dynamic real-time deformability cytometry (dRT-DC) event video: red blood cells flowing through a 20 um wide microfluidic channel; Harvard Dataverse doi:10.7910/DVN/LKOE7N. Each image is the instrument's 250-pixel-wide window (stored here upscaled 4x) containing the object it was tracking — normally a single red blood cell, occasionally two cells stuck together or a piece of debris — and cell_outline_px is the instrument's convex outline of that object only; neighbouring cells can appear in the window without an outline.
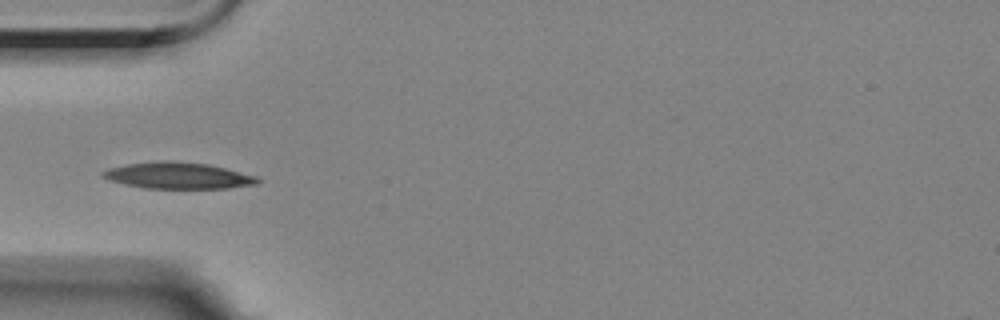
{"species": "Egyptian fruit bat (a non-hibernating species)", "species_latin": "Rousettus aegyptiacus", "temperature_condition": "room temperature", "stored_images_in_passage": 4, "camera_frame_rate_fps": 3000, "um_per_image_px": 0.085, "animal": {"sex": "female"}, "frame": {"image": 1, "passage_image": 4, "time_ms": 4.333, "image_size_px": [1000, 320], "cell_outline_px": [[260, 184], [228, 188], [144, 188], [124, 184], [108, 180], [100, 176], [100, 172], [108, 168], [128, 164], [160, 160], [172, 160], [208, 164], [256, 176], [260, 180]], "centroid_in_image_um": [15.1, 14.92], "position_along_channel_um": 69.9, "area_um2": 23.93}}